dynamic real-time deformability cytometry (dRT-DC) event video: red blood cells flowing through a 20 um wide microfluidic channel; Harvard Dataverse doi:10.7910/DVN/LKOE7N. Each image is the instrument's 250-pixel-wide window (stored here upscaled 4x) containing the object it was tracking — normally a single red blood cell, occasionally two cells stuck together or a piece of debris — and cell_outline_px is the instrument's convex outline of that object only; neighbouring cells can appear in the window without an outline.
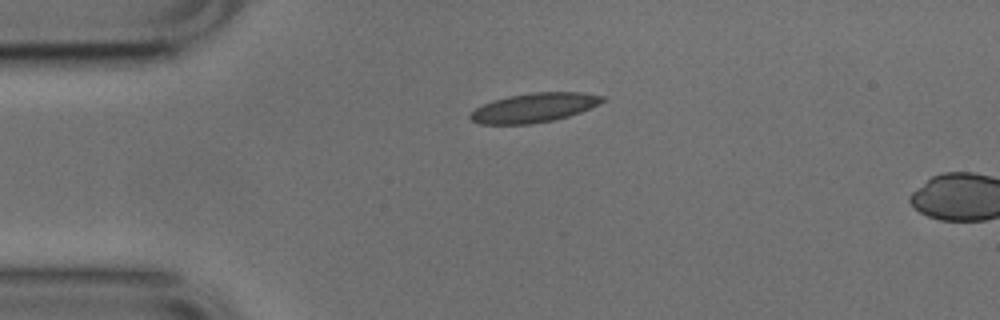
{"species": "common noctule bat (a hibernating species)", "species_latin": "Nyctalus noctula", "temperature_condition": "cold", "stored_images_in_passage": 4, "camera_frame_rate_fps": 3000, "um_per_image_px": 0.085, "animal": {"sex": "male", "body_mass_g": 17.9, "forearm_length_mm": 54.2}, "frame": {"image": 1, "passage_image": 1, "time_ms": 0.0, "image_size_px": [1000, 320], "cell_outline_px": [[604, 100], [580, 112], [568, 116], [552, 120], [532, 124], [480, 124], [472, 120], [468, 116], [476, 108], [492, 100], [508, 96], [532, 92], [580, 92], [604, 96]], "centroid_in_image_um": [45.35, 9.15], "position_along_channel_um": 39.6, "area_um2": 22.25}}